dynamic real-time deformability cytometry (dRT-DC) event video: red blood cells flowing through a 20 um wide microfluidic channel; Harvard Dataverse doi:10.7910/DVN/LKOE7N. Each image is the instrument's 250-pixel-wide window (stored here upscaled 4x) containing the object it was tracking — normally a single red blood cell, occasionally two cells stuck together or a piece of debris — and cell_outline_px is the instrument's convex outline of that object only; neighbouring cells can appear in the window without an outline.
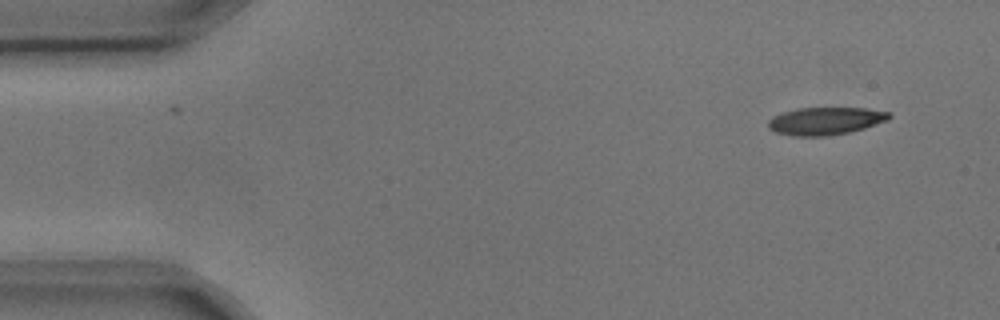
{"species": "common noctule bat (a hibernating species)", "species_latin": "Nyctalus noctula", "temperature_condition": "cold", "stored_images_in_passage": 5, "camera_frame_rate_fps": 3000, "um_per_image_px": 0.085, "animal": {"sex": "male", "body_mass_g": 17.9, "forearm_length_mm": 54.2}, "frame": {"image": 1, "passage_image": 1, "time_ms": 0.0, "image_size_px": [1000, 320], "cell_outline_px": [[892, 116], [888, 120], [864, 128], [848, 132], [824, 136], [796, 136], [776, 132], [768, 128], [768, 120], [772, 116], [796, 108], [864, 108], [892, 112]], "centroid_in_image_um": [70.17, 10.27], "position_along_channel_um": 14.8, "area_um2": 19.42}}